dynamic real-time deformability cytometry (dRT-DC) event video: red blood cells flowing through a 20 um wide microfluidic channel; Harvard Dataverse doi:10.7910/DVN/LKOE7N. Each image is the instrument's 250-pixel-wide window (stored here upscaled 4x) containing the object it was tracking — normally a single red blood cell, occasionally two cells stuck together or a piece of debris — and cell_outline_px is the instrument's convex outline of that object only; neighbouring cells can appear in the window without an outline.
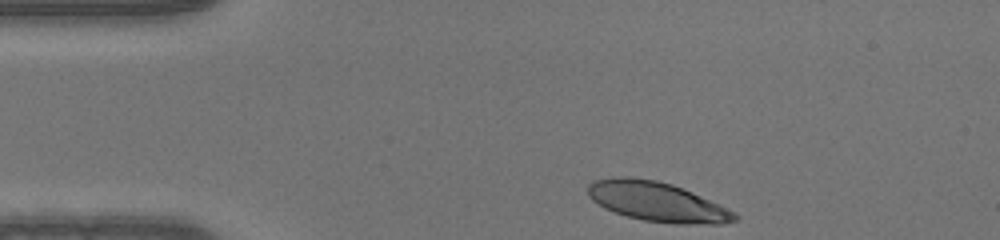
{"species": "human", "species_latin": "Homo sapiens", "temperature_condition": "warm", "stored_images_in_passage": 34, "camera_frame_rate_fps": 3000, "um_per_image_px": 0.085, "donor": {"sex": "male"}, "frame": {"image": 1, "passage_image": 1, "time_ms": 0.0, "image_size_px": [1000, 240], "cell_outline_px": [[740, 216], [736, 220], [720, 224], [676, 224], [644, 220], [628, 216], [604, 208], [592, 200], [588, 196], [588, 184], [592, 180], [612, 176], [628, 176], [656, 180], [672, 184], [692, 192], [736, 212]], "centroid_in_image_um": [55.83, 17.13], "position_along_channel_um": 29.2, "area_um2": 33.93}}
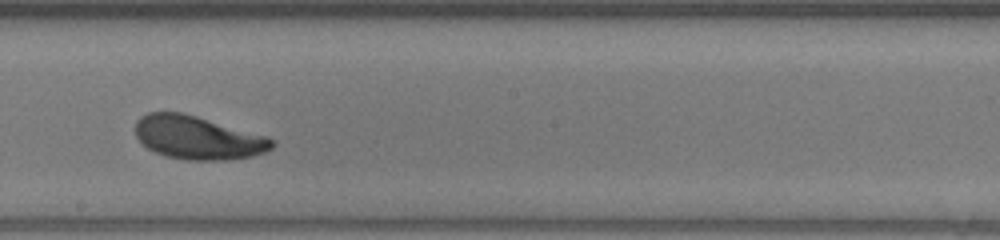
{"frame": {"image": 2, "passage_image": 20, "time_ms": 6.333, "image_size_px": [1000, 240], "cell_outline_px": [[276, 144], [272, 148], [264, 152], [252, 156], [224, 160], [188, 160], [168, 156], [156, 152], [148, 148], [136, 136], [136, 120], [140, 116], [148, 112], [184, 112], [264, 136], [272, 140]], "centroid_in_image_um": [16.78, 11.69], "position_along_channel_um": 231.4, "area_um2": 34.1}}
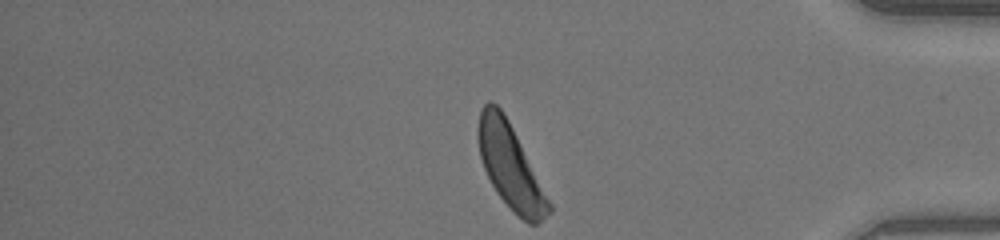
{"frame": {"image": 3, "passage_image": 34, "time_ms": 11.0, "image_size_px": [1000, 240], "cell_outline_px": [[552, 212], [536, 224], [528, 224], [516, 216], [512, 212], [496, 192], [484, 168], [480, 156], [476, 132], [476, 128], [480, 112], [484, 104], [488, 100], [492, 100], [504, 112], [552, 204]], "centroid_in_image_um": [43.36, 14.15], "position_along_channel_um": 391.8, "area_um2": 34.8}}